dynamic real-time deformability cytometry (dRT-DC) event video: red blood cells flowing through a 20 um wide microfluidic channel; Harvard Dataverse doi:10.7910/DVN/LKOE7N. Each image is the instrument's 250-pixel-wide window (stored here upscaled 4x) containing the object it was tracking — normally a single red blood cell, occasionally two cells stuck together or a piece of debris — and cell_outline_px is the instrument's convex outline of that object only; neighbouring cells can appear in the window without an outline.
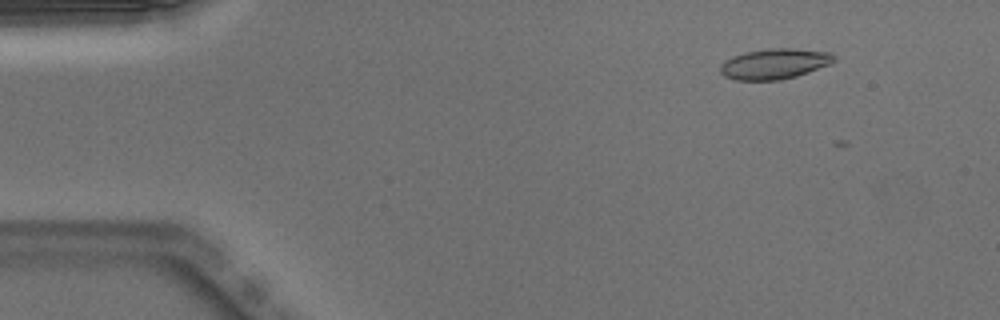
{"species": "Egyptian fruit bat (a non-hibernating species)", "species_latin": "Rousettus aegyptiacus", "temperature_condition": "warm", "stored_images_in_passage": 3, "camera_frame_rate_fps": 3000, "um_per_image_px": 0.085, "animal": {"sex": "male"}, "frame": {"image": 1, "passage_image": 1, "time_ms": 0.0, "image_size_px": [1000, 320], "cell_outline_px": [[836, 60], [832, 64], [796, 76], [780, 80], [736, 80], [724, 76], [720, 72], [720, 64], [724, 60], [732, 56], [744, 52], [768, 48], [792, 48], [832, 52], [836, 56]], "centroid_in_image_um": [65.85, 5.41], "position_along_channel_um": 19.2, "area_um2": 20.52}}